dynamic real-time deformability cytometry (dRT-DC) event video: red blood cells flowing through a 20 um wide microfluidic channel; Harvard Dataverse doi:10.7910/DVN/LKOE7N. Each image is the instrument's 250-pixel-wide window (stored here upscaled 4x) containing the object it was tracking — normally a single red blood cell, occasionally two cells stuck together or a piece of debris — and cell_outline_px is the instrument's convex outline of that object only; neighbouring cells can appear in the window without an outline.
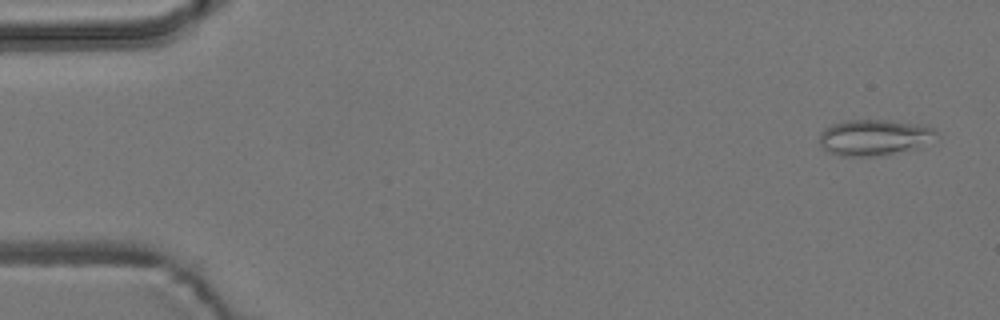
{"species": "common noctule bat (a hibernating species)", "species_latin": "Nyctalus noctula", "temperature_condition": "room temperature", "stored_images_in_passage": 3, "camera_frame_rate_fps": 3000, "um_per_image_px": 0.085, "animal": {"sex": "male", "body_mass_g": 19.2, "forearm_length_mm": 51.8}, "frame": {"image": 1, "passage_image": 1, "time_ms": 0.0, "image_size_px": [1000, 320], "cell_outline_px": [[936, 132], [916, 148], [876, 156], [840, 156], [828, 152], [820, 144], [820, 132], [824, 128], [832, 124], [844, 120], [888, 120], [920, 124], [932, 128]], "centroid_in_image_um": [74.19, 11.67], "position_along_channel_um": 10.8, "area_um2": 23.99}}